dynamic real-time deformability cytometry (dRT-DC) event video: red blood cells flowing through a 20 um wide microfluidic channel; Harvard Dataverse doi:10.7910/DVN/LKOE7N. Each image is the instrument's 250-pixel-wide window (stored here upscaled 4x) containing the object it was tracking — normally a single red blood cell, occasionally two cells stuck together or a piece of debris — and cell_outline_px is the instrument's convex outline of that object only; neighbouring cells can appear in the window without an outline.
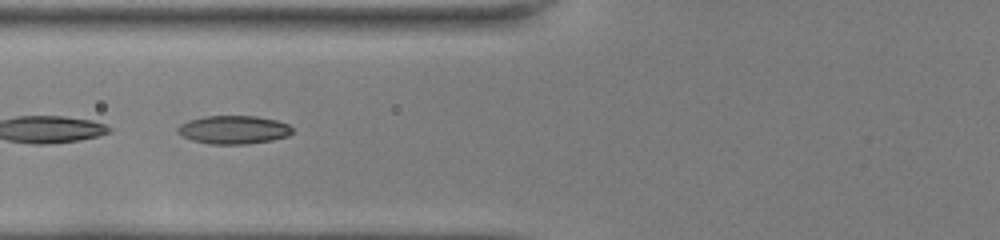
{"species": "common noctule bat (a hibernating species)", "species_latin": "Nyctalus noctula", "temperature_condition": "room temperature", "stored_images_in_passage": 10, "camera_frame_rate_fps": 3000, "um_per_image_px": 0.085, "animal": {"sex": "female", "body_mass_g": 22.0, "forearm_length_mm": 56.7}, "frame": {"image": 1, "passage_image": 5, "time_ms": 1.333, "image_size_px": [1000, 240], "cell_outline_px": [[292, 132], [288, 136], [272, 140], [248, 144], [212, 144], [192, 140], [176, 132], [176, 128], [180, 124], [188, 120], [204, 116], [256, 116], [276, 120], [288, 124], [292, 128]], "centroid_in_image_um": [19.84, 11.02], "position_along_channel_um": 106.0, "area_um2": 18.96}}